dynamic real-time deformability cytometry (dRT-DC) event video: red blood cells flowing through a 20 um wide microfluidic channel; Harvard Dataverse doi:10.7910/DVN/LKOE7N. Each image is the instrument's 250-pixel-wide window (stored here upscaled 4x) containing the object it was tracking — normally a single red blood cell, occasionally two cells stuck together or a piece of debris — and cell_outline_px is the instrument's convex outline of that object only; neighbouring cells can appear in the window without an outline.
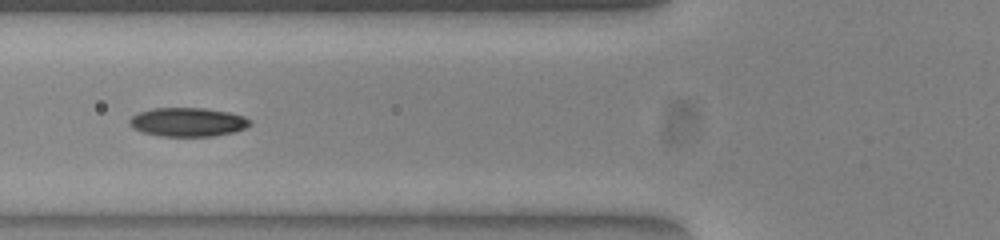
{"species": "common noctule bat (a hibernating species)", "species_latin": "Nyctalus noctula", "temperature_condition": "warm", "stored_images_in_passage": 38, "camera_frame_rate_fps": 3000, "um_per_image_px": 0.085, "animal": {"sex": "female", "body_mass_g": 23.0, "forearm_length_mm": 53.4}, "frame": {"image": 1, "passage_image": 6, "time_ms": 1.667, "image_size_px": [1000, 240], "cell_outline_px": [[252, 124], [244, 128], [232, 132], [212, 136], [160, 136], [144, 132], [132, 128], [128, 124], [128, 120], [132, 116], [140, 112], [152, 108], [204, 108], [228, 112], [244, 116], [252, 120]], "centroid_in_image_um": [15.95, 10.37], "position_along_channel_um": 109.8, "area_um2": 20.23}}
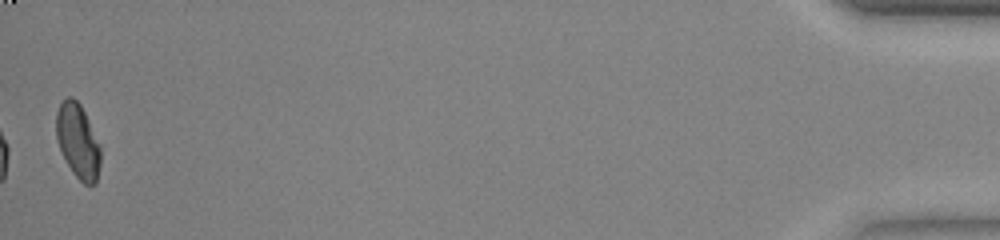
{"frame": {"image": 2, "passage_image": 38, "time_ms": 12.333, "image_size_px": [1000, 240], "cell_outline_px": [[100, 164], [96, 184], [84, 184], [72, 172], [60, 148], [56, 136], [56, 112], [60, 104], [68, 96], [72, 96], [80, 104], [100, 144]], "centroid_in_image_um": [6.63, 11.99], "position_along_channel_um": 428.6, "area_um2": 19.02}, "authors_computed_cell_mechanics": {"area_um2": 19.8832, "velocity_mm_per_s": 3.9124, "shape_relaxation_time_tau1_ms": 5.724, "shape_relaxation_time_tau2_ms": 3.1984, "deformation_change_tau1": 0.1866, "deformation_change_tau2": 0.0605}}